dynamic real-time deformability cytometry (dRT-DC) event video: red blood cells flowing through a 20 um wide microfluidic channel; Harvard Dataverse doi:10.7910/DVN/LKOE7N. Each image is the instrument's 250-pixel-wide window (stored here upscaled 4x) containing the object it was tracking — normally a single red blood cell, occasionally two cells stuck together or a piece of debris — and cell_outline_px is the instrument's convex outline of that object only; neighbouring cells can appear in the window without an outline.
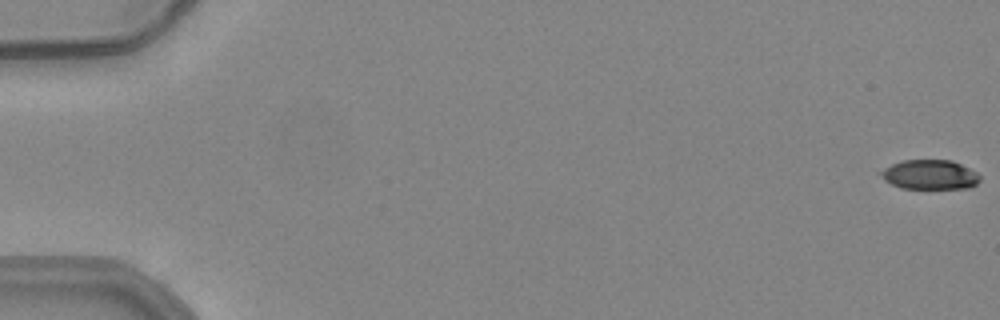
{"species": "common noctule bat (a hibernating species)", "species_latin": "Nyctalus noctula", "temperature_condition": "warm", "stored_images_in_passage": 15, "camera_frame_rate_fps": 3000, "um_per_image_px": 0.085, "animal": {"sex": "female", "body_mass_g": 24.6, "forearm_length_mm": 56.2}, "frame": {"image": 1, "passage_image": 1, "time_ms": 0.0, "image_size_px": [1000, 320], "cell_outline_px": [[980, 180], [976, 184], [968, 188], [900, 188], [884, 180], [876, 172], [892, 164], [904, 160], [952, 160], [976, 172], [980, 176]], "centroid_in_image_um": [79.0, 14.84], "position_along_channel_um": 6.0, "area_um2": 17.05}}